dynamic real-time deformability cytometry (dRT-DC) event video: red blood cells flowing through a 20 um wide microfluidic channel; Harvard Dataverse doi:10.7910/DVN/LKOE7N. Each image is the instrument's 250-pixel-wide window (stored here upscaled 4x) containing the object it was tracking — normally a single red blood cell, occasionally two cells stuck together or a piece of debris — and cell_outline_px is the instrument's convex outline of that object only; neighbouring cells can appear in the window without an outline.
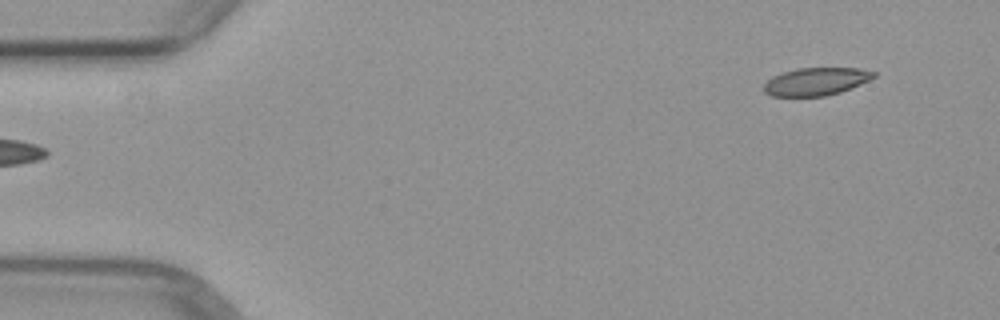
{"species": "common noctule bat (a hibernating species)", "species_latin": "Nyctalus noctula", "temperature_condition": "warm", "stored_images_in_passage": 4, "camera_frame_rate_fps": 3000, "um_per_image_px": 0.085, "animal": {"sex": "female", "body_mass_g": 29.2, "forearm_length_mm": 56.3}, "frame": {"image": 1, "passage_image": 4, "time_ms": 3.333, "image_size_px": [1000, 320], "cell_outline_px": [[876, 76], [868, 80], [840, 92], [824, 96], [772, 96], [764, 92], [764, 84], [772, 76], [796, 68], [860, 68], [876, 72]], "centroid_in_image_um": [69.35, 6.92], "position_along_channel_um": 15.7, "area_um2": 17.63}}